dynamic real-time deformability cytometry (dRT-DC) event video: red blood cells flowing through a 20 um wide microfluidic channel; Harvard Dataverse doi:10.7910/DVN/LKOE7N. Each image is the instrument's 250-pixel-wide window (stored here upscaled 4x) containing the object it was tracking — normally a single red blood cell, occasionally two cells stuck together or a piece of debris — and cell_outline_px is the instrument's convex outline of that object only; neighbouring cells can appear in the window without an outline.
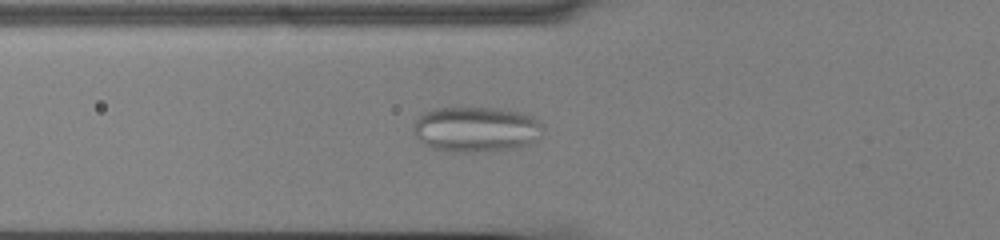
{"species": "common noctule bat (a hibernating species)", "species_latin": "Nyctalus noctula", "temperature_condition": "cold", "stored_images_in_passage": 49, "camera_frame_rate_fps": 3000, "um_per_image_px": 0.085, "animal": {"sex": "male", "body_mass_g": 13.0, "forearm_length_mm": 53.1}, "frame": {"image": 1, "passage_image": 14, "time_ms": 4.333, "image_size_px": [1000, 240], "cell_outline_px": [[544, 132], [536, 140], [528, 144], [512, 148], [472, 152], [444, 152], [432, 148], [424, 144], [412, 132], [412, 128], [416, 120], [424, 112], [432, 108], [496, 108], [516, 112], [532, 116], [544, 128]], "centroid_in_image_um": [40.42, 11.0], "position_along_channel_um": 85.4, "area_um2": 34.22}}
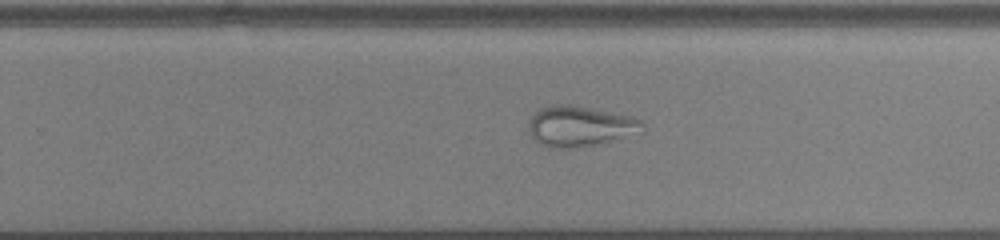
{"frame": {"image": 2, "passage_image": 30, "time_ms": 9.667, "image_size_px": [1000, 240], "cell_outline_px": [[644, 132], [596, 144], [576, 148], [548, 148], [540, 144], [532, 136], [528, 128], [528, 120], [540, 108], [552, 104], [568, 104], [632, 116], [640, 120], [644, 124]], "centroid_in_image_um": [49.29, 10.73], "position_along_channel_um": 280.5, "area_um2": 26.93}}
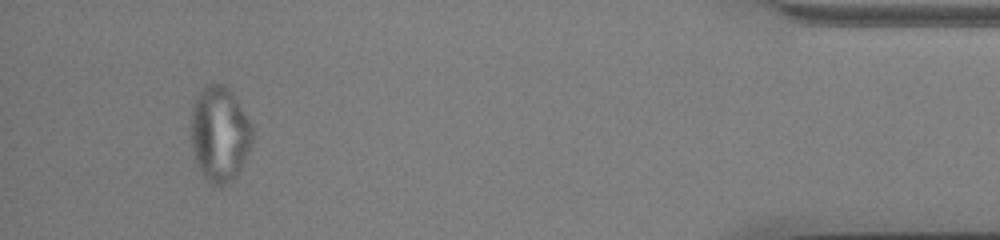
{"frame": {"image": 3, "passage_image": 46, "time_ms": 15.0, "image_size_px": [1000, 240], "cell_outline_px": [[252, 140], [244, 160], [236, 176], [232, 180], [220, 188], [212, 184], [200, 172], [196, 164], [192, 148], [192, 104], [196, 96], [208, 84], [224, 84], [232, 92], [252, 124]], "centroid_in_image_um": [18.66, 11.4], "position_along_channel_um": 416.5, "area_um2": 33.93}}